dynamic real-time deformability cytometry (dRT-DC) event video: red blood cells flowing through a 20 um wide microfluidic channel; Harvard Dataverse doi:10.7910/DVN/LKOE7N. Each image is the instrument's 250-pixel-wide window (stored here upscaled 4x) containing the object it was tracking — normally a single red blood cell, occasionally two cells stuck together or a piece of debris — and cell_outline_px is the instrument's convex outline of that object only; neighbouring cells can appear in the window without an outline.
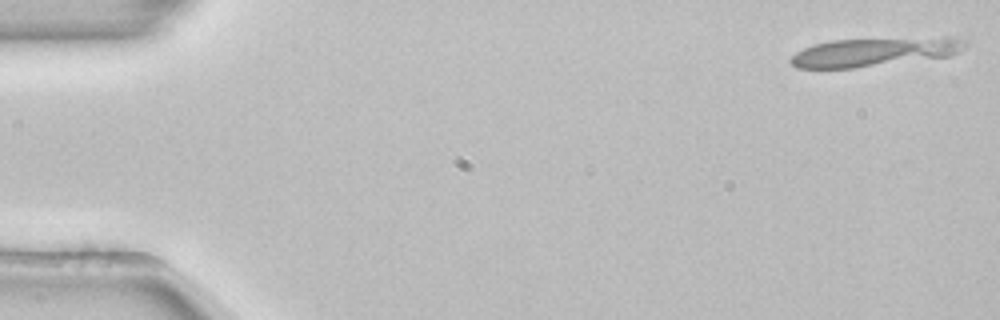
{"species": "common noctule bat (a hibernating species)", "species_latin": "Nyctalus noctula", "temperature_condition": "room temperature", "stored_images_in_passage": 21, "camera_frame_rate_fps": 3000, "um_per_image_px": 0.085, "animal": {"sex": "female", "body_mass_g": 22.7, "forearm_length_mm": 54.2}, "frame": {"image": 1, "passage_image": 1, "time_ms": 0.0, "image_size_px": [1000, 320], "cell_outline_px": [[968, 44], [964, 48], [952, 56], [852, 68], [796, 68], [788, 60], [796, 52], [812, 44], [832, 40], [944, 36], [948, 36], [968, 40]], "centroid_in_image_um": [74.4, 4.39], "position_along_channel_um": 10.6, "area_um2": 29.71}}